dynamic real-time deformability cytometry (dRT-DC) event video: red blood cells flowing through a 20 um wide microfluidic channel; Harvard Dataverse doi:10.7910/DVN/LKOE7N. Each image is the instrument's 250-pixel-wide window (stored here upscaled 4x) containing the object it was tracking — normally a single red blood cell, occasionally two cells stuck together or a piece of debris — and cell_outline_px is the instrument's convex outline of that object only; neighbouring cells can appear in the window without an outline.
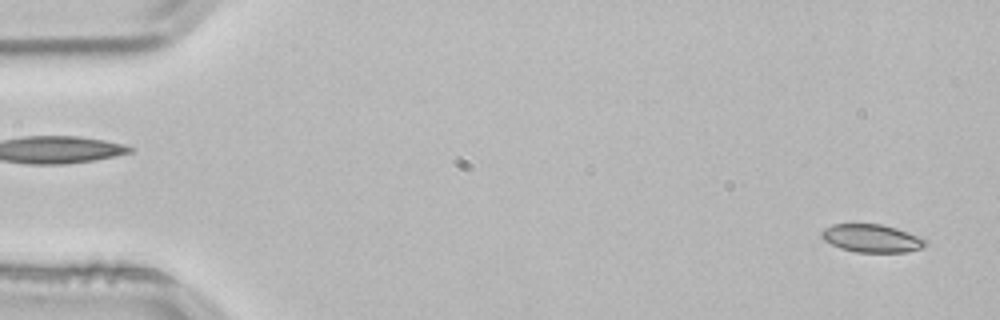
{"species": "common noctule bat (a hibernating species)", "species_latin": "Nyctalus noctula", "temperature_condition": "room temperature", "stored_images_in_passage": 55, "camera_frame_rate_fps": 3000, "um_per_image_px": 0.085, "animal": {"sex": "male", "body_mass_g": 21.5, "forearm_length_mm": 52.0}, "frame": {"image": 1, "passage_image": 3, "time_ms": 0.667, "image_size_px": [1000, 320], "cell_outline_px": [[928, 244], [920, 248], [908, 252], [856, 252], [840, 248], [824, 240], [820, 236], [820, 232], [824, 228], [832, 224], [880, 224], [896, 228], [928, 240]], "centroid_in_image_um": [74.08, 20.26], "position_along_channel_um": 10.9, "area_um2": 16.94}}
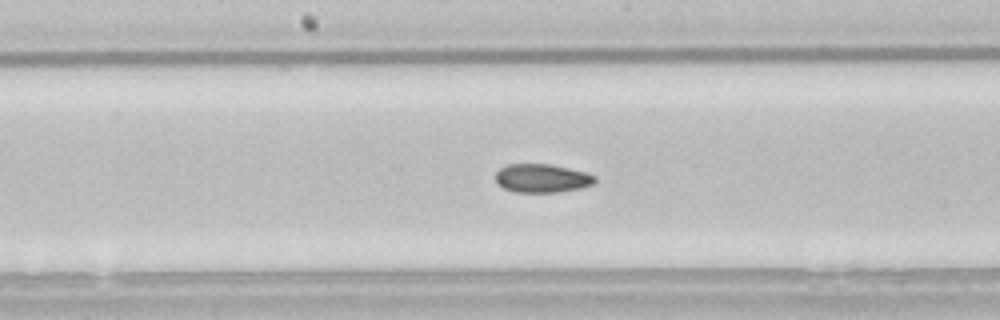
{"frame": {"image": 2, "passage_image": 28, "time_ms": 9.0, "image_size_px": [1000, 320], "cell_outline_px": [[596, 184], [580, 188], [560, 192], [516, 192], [504, 188], [496, 180], [496, 172], [500, 168], [508, 164], [552, 164], [584, 172], [596, 176]], "centroid_in_image_um": [46.1, 15.15], "position_along_channel_um": 202.1, "area_um2": 16.53}}
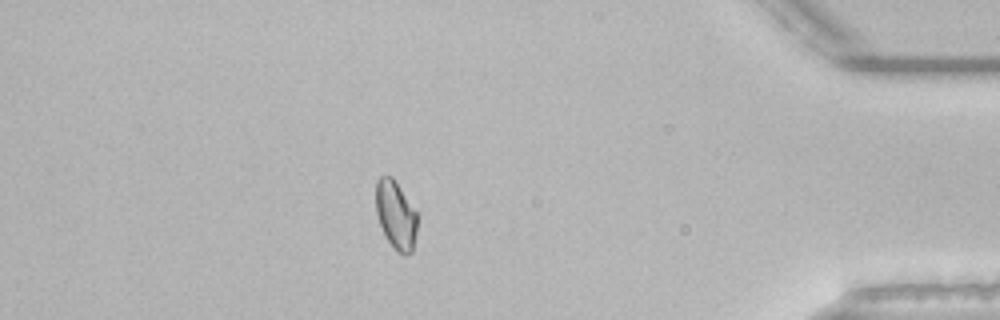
{"frame": {"image": 3, "passage_image": 47, "time_ms": 15.333, "image_size_px": [1000, 320], "cell_outline_px": [[416, 232], [412, 252], [404, 256], [396, 252], [384, 236], [376, 212], [376, 180], [380, 176], [392, 176], [416, 212]], "centroid_in_image_um": [33.62, 18.31], "position_along_channel_um": 401.6, "area_um2": 16.42}, "authors_computed_cell_mechanics": {"area_um2": 16.9932, "velocity_mm_per_s": 3.8332, "shape_relaxation_time_tau1_ms": 9.855, "shape_relaxation_time_tau2_ms": 2.5009, "deformation_change_tau1": 0.1506, "deformation_change_tau2": 0.0588}}